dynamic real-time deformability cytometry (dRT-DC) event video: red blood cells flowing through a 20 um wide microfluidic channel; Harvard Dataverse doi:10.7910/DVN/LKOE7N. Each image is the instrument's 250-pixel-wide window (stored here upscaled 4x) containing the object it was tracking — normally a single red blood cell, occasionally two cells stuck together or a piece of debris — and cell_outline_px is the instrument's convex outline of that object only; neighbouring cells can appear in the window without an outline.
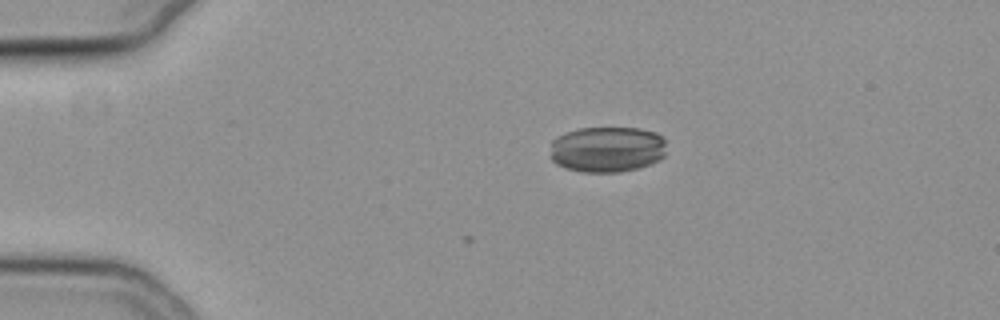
{"species": "common noctule bat (a hibernating species)", "species_latin": "Nyctalus noctula", "temperature_condition": "cold", "stored_images_in_passage": 4, "camera_frame_rate_fps": 3000, "um_per_image_px": 0.085, "animal": {"sex": "female", "body_mass_g": 19.3, "forearm_length_mm": 54.1}, "frame": {"image": 1, "passage_image": 1, "time_ms": 0.0, "image_size_px": [1000, 320], "cell_outline_px": [[664, 156], [660, 160], [636, 168], [620, 172], [584, 172], [564, 168], [556, 164], [552, 160], [552, 140], [556, 136], [580, 128], [640, 128], [656, 132], [664, 136]], "centroid_in_image_um": [51.61, 12.69], "position_along_channel_um": 33.4, "area_um2": 31.1}}